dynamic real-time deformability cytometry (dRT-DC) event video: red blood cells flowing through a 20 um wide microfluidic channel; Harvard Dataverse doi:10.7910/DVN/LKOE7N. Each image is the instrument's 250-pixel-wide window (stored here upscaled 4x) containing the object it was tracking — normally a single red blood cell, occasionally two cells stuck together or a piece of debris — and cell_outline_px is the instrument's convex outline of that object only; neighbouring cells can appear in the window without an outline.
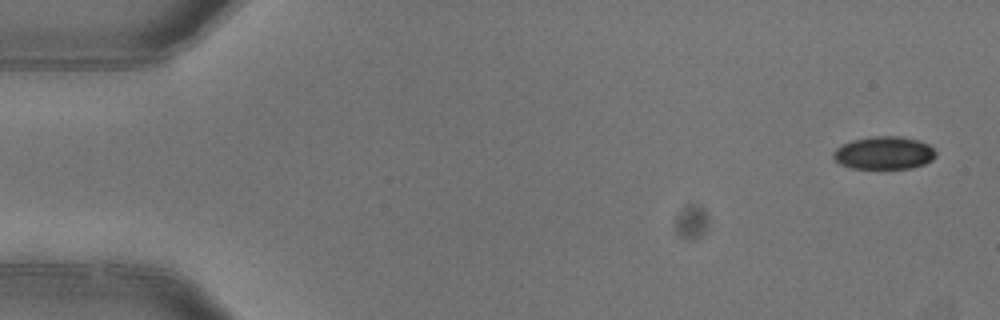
{"species": "common noctule bat (a hibernating species)", "species_latin": "Nyctalus noctula", "temperature_condition": "warm", "stored_images_in_passage": 3, "camera_frame_rate_fps": 3000, "um_per_image_px": 0.085, "animal": {"sex": "female"}, "frame": {"image": 1, "passage_image": 1, "time_ms": 0.0, "image_size_px": [1000, 320], "cell_outline_px": [[936, 156], [932, 160], [924, 164], [912, 168], [852, 168], [840, 164], [832, 160], [832, 152], [836, 148], [852, 140], [872, 136], [900, 136], [916, 140], [928, 144], [936, 152]], "centroid_in_image_um": [75.11, 13.0], "position_along_channel_um": 9.9, "area_um2": 19.65}}